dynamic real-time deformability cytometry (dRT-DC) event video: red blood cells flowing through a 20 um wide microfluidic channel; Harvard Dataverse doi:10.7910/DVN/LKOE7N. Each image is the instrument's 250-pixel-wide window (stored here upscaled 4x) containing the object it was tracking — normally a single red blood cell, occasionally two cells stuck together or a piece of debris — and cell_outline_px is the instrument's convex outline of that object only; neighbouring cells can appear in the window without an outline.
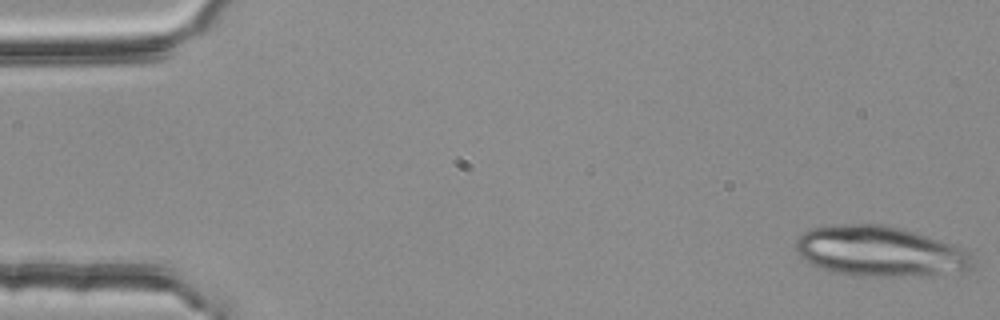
{"species": "common noctule bat (a hibernating species)", "species_latin": "Nyctalus noctula", "temperature_condition": "room temperature", "stored_images_in_passage": 19, "camera_frame_rate_fps": 3000, "um_per_image_px": 0.085, "animal": {"sex": "female", "body_mass_g": 25.1}, "frame": {"image": 1, "passage_image": 1, "time_ms": 0.0, "image_size_px": [1000, 320], "cell_outline_px": [[976, 260], [972, 268], [900, 276], [852, 276], [832, 272], [812, 264], [800, 256], [796, 252], [796, 240], [804, 232], [812, 228], [836, 224], [888, 224], [904, 228], [960, 248], [968, 252]], "centroid_in_image_um": [74.69, 21.34], "position_along_channel_um": 10.3, "area_um2": 51.1}}